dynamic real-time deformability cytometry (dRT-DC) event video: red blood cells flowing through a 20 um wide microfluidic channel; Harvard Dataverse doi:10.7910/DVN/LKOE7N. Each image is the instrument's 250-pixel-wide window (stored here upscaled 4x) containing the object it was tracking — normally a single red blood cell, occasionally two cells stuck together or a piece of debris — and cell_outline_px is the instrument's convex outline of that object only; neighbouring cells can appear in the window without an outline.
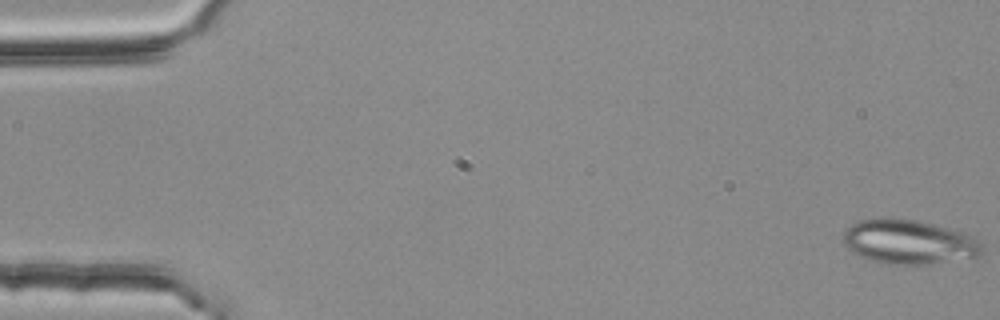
{"species": "common noctule bat (a hibernating species)", "species_latin": "Nyctalus noctula", "temperature_condition": "room temperature", "stored_images_in_passage": 4, "camera_frame_rate_fps": 3000, "um_per_image_px": 0.085, "animal": {"sex": "female", "body_mass_g": 25.1}, "frame": {"image": 1, "passage_image": 1, "time_ms": 0.0, "image_size_px": [1000, 320], "cell_outline_px": [[984, 248], [980, 256], [928, 264], [880, 264], [868, 260], [852, 252], [844, 244], [844, 232], [852, 224], [860, 220], [884, 216], [888, 216], [916, 220], [936, 224], [964, 232], [980, 240]], "centroid_in_image_um": [77.26, 20.55], "position_along_channel_um": 7.7, "area_um2": 36.47}}